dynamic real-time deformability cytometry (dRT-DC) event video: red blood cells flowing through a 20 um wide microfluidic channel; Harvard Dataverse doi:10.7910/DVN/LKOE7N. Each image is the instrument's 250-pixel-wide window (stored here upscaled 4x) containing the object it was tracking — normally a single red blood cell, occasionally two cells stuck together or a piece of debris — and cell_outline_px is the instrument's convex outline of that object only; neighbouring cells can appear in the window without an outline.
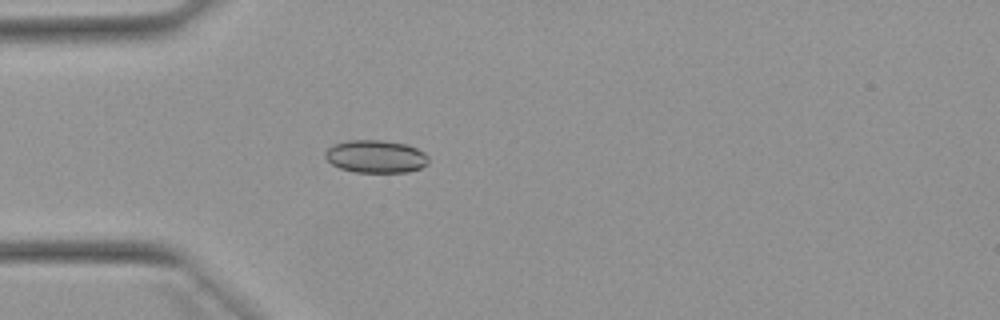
{"species": "Egyptian fruit bat (a non-hibernating species)", "species_latin": "Rousettus aegyptiacus", "temperature_condition": "warm", "stored_images_in_passage": 52, "camera_frame_rate_fps": 3000, "um_per_image_px": 0.085, "animal": {"sex": "female"}, "frame": {"image": 1, "passage_image": 15, "time_ms": 4.667, "image_size_px": [1000, 320], "cell_outline_px": [[428, 164], [420, 168], [408, 172], [356, 172], [340, 168], [332, 164], [324, 156], [324, 152], [332, 144], [348, 140], [380, 140], [408, 144], [424, 152], [428, 156]], "centroid_in_image_um": [31.94, 13.29], "position_along_channel_um": 53.1, "area_um2": 19.83}}
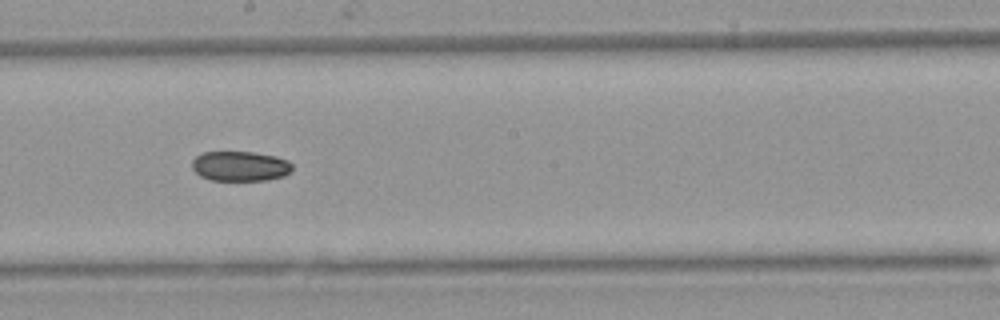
{"frame": {"image": 2, "passage_image": 29, "time_ms": 9.333, "image_size_px": [1000, 320], "cell_outline_px": [[292, 168], [284, 176], [264, 180], [212, 180], [200, 176], [192, 168], [192, 160], [196, 156], [204, 152], [252, 152], [276, 156], [288, 160], [292, 164]], "centroid_in_image_um": [20.4, 14.12], "position_along_channel_um": 227.8, "area_um2": 17.4}}
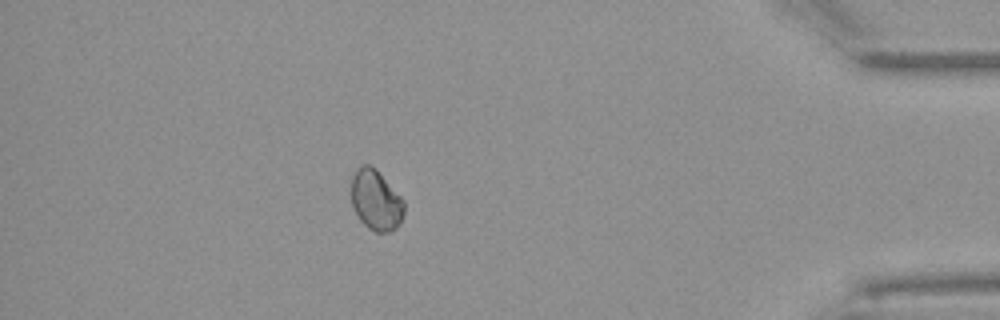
{"frame": {"image": 3, "passage_image": 46, "time_ms": 15.0, "image_size_px": [1000, 320], "cell_outline_px": [[404, 212], [400, 224], [392, 232], [376, 232], [368, 228], [360, 220], [352, 204], [352, 176], [356, 168], [364, 164], [368, 164], [376, 168], [404, 200]], "centroid_in_image_um": [31.97, 17.01], "position_along_channel_um": 403.2, "area_um2": 18.67}}